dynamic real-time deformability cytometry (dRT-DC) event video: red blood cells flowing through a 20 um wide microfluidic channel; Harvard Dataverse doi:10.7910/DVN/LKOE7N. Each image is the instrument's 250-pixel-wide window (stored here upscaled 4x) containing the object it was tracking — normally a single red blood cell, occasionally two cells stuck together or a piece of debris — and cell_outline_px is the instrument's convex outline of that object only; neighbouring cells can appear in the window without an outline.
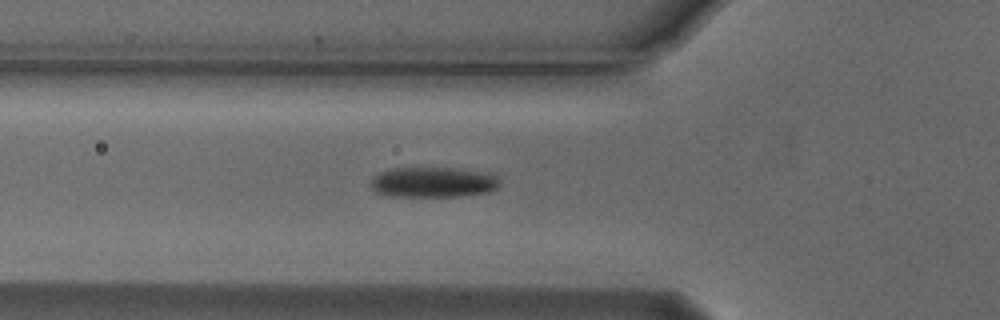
{"species": "Egyptian fruit bat (a non-hibernating species)", "species_latin": "Rousettus aegyptiacus", "temperature_condition": "cold", "stored_images_in_passage": 36, "camera_frame_rate_fps": 3000, "um_per_image_px": 0.085, "animal": {"sex": "male"}, "frame": {"image": 1, "passage_image": 3, "time_ms": 0.667, "image_size_px": [1000, 320], "cell_outline_px": [[500, 184], [496, 188], [488, 192], [456, 196], [392, 196], [376, 192], [368, 184], [380, 172], [392, 168], [452, 168], [488, 172], [496, 176], [500, 180]], "centroid_in_image_um": [36.83, 15.48], "position_along_channel_um": 89.0, "area_um2": 22.72}}
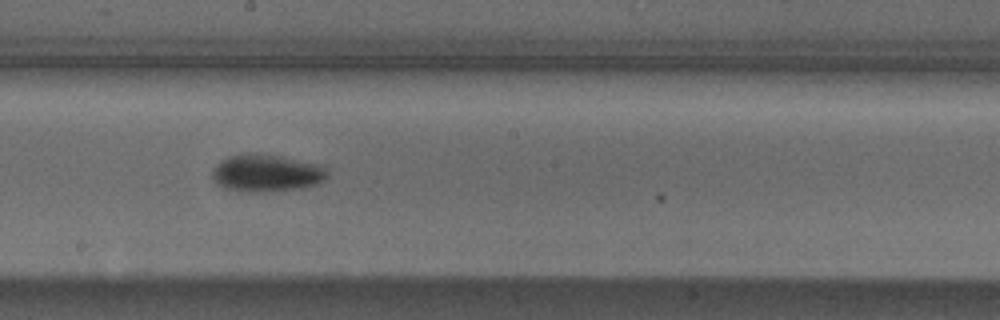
{"frame": {"image": 2, "passage_image": 14, "time_ms": 4.333, "image_size_px": [1000, 320], "cell_outline_px": [[328, 176], [324, 180], [316, 184], [304, 188], [264, 192], [248, 192], [224, 188], [216, 184], [212, 180], [212, 172], [216, 164], [220, 160], [228, 156], [244, 152], [256, 152], [280, 156], [316, 164], [324, 168], [328, 172]], "centroid_in_image_um": [22.59, 14.7], "position_along_channel_um": 225.6, "area_um2": 25.37}}
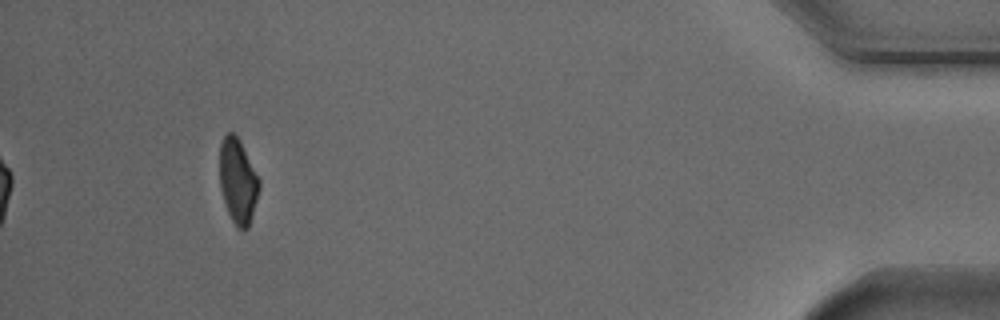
{"frame": {"image": 3, "passage_image": 35, "time_ms": 11.333, "image_size_px": [1000, 320], "cell_outline_px": [[260, 188], [252, 216], [248, 228], [236, 228], [228, 212], [220, 188], [220, 144], [224, 136], [228, 132], [232, 132], [240, 140], [260, 180]], "centroid_in_image_um": [20.22, 15.39], "position_along_channel_um": 415.0, "area_um2": 19.42}}